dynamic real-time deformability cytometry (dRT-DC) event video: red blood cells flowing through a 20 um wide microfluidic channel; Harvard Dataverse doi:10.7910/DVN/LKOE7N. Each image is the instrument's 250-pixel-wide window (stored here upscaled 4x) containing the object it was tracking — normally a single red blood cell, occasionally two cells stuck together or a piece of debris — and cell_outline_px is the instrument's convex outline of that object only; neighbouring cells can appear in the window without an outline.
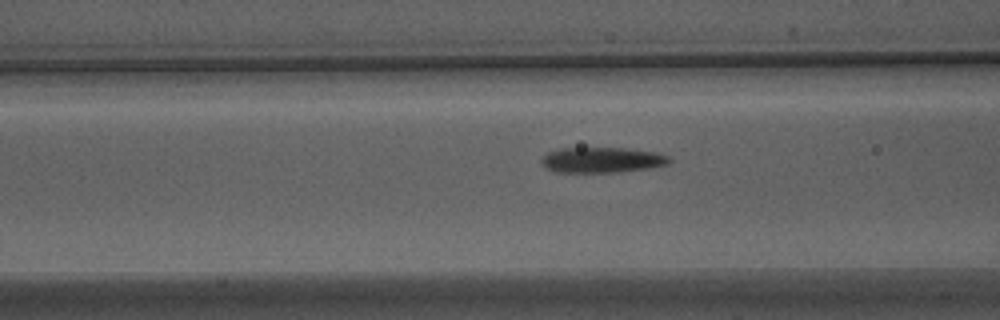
{"species": "Egyptian fruit bat (a non-hibernating species)", "species_latin": "Rousettus aegyptiacus", "temperature_condition": "warm", "stored_images_in_passage": 50, "camera_frame_rate_fps": 3000, "um_per_image_px": 0.085, "animal": {"sex": "male"}, "frame": {"image": 1, "passage_image": 17, "time_ms": 5.333, "image_size_px": [1000, 320], "cell_outline_px": [[672, 160], [668, 164], [652, 168], [620, 172], [556, 172], [544, 168], [540, 164], [540, 160], [548, 152], [560, 148], [624, 148], [652, 152], [668, 156]], "centroid_in_image_um": [51.13, 13.61], "position_along_channel_um": 115.5, "area_um2": 19.07}}
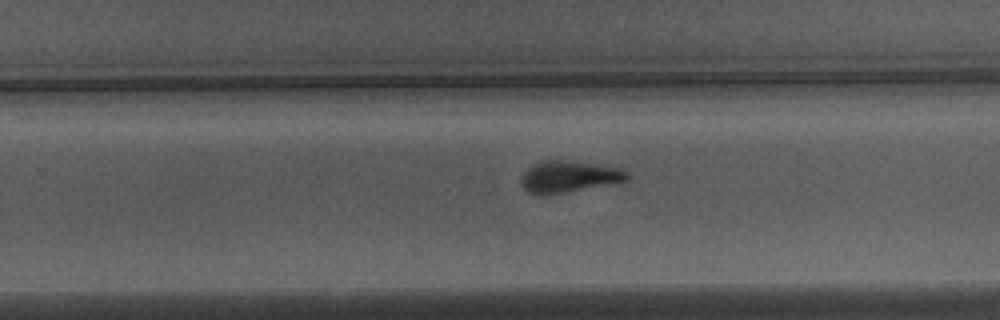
{"frame": {"image": 2, "passage_image": 30, "time_ms": 9.667, "image_size_px": [1000, 320], "cell_outline_px": [[628, 180], [544, 196], [528, 192], [524, 188], [520, 180], [524, 172], [532, 164], [544, 160], [552, 160], [588, 164], [616, 168], [628, 172]], "centroid_in_image_um": [48.26, 15.04], "position_along_channel_um": 281.5, "area_um2": 18.79}}
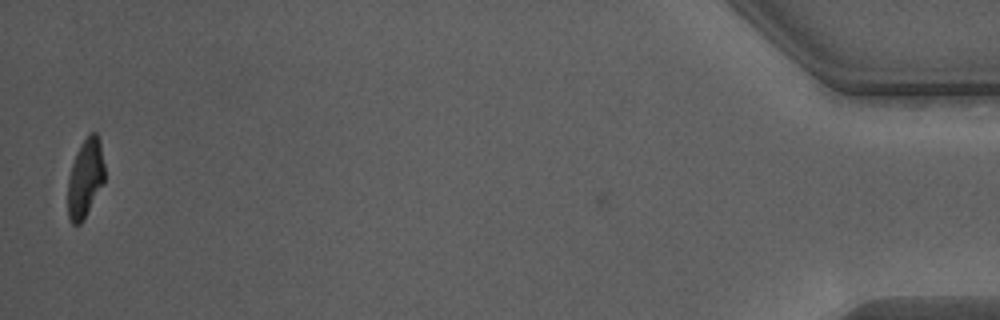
{"frame": {"image": 3, "passage_image": 49, "time_ms": 16.0, "image_size_px": [1000, 320], "cell_outline_px": [[104, 184], [84, 220], [80, 224], [72, 224], [68, 216], [68, 176], [76, 152], [80, 144], [88, 132], [96, 132], [100, 140], [104, 164]], "centroid_in_image_um": [7.25, 15.13], "position_along_channel_um": 427.9, "area_um2": 17.22}, "authors_computed_cell_mechanics": {"area_um2": 18.785, "velocity_mm_per_s": 3.8446, "shape_relaxation_time_tau1_ms": 4.9108, "shape_relaxation_time_tau2_ms": 1.07, "deformation_change_tau1": 0.2044, "deformation_change_tau2": 0.0792}}